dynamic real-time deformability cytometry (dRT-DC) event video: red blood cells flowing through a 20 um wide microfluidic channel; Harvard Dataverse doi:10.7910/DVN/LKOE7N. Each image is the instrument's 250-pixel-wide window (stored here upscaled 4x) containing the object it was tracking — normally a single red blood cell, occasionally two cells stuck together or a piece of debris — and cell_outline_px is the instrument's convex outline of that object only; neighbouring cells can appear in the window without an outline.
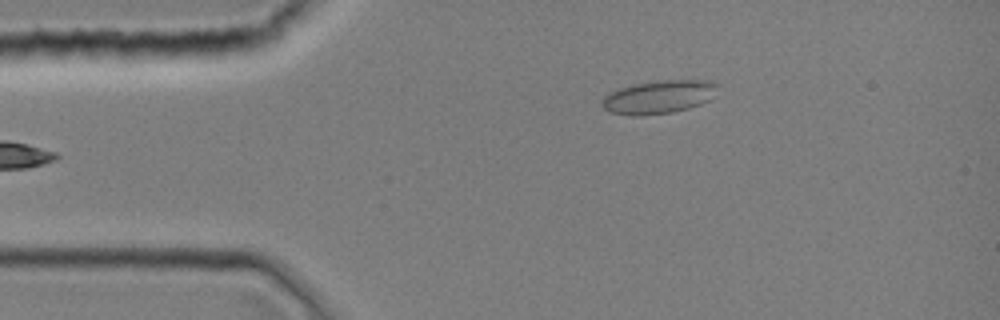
{"species": "common noctule bat (a hibernating species)", "species_latin": "Nyctalus noctula", "temperature_condition": "room temperature", "stored_images_in_passage": 8, "camera_frame_rate_fps": 3000, "um_per_image_px": 0.085, "animal": {"sex": "female", "body_mass_g": 19.0, "forearm_length_mm": 51.5}, "frame": {"image": 1, "passage_image": 4, "time_ms": 1.0, "image_size_px": [1000, 320], "cell_outline_px": [[720, 84], [708, 100], [700, 104], [688, 108], [672, 112], [640, 116], [632, 116], [608, 112], [600, 104], [600, 100], [608, 92], [632, 84], [660, 80], [716, 80]], "centroid_in_image_um": [55.96, 8.23], "position_along_channel_um": 29.0, "area_um2": 22.72}}